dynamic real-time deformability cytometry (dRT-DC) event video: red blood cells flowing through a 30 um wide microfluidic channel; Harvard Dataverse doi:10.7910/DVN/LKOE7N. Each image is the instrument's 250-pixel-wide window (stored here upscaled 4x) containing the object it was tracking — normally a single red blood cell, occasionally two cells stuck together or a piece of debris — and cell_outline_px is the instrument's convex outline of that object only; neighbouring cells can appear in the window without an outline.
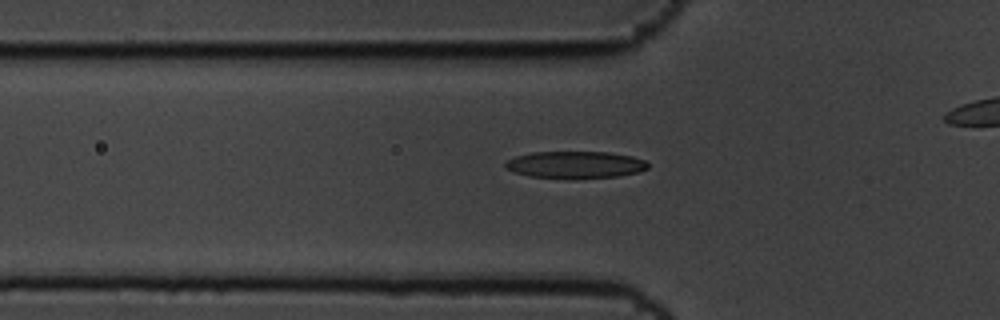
{"species": "common noctule bat (a hibernating species)", "species_latin": "Nyctalus noctula", "temperature_condition": "cold", "stored_images_in_passage": 51, "segment_of_instrument_passage": [1, 2], "camera_frame_rate_fps": 3000, "um_per_image_px": 0.085, "animal": {"sex": "male", "body_mass_g": 19.5, "forearm_length_mm": 54.6}, "frame": {"image": 1, "passage_image": 20, "time_ms": 6.333, "image_size_px": [1000, 320], "cell_outline_px": [[648, 168], [636, 172], [620, 176], [572, 180], [528, 176], [504, 168], [504, 164], [508, 160], [516, 156], [532, 152], [608, 152], [632, 156], [648, 160]], "centroid_in_image_um": [48.91, 14.02], "position_along_channel_um": 76.9, "area_um2": 22.95}}
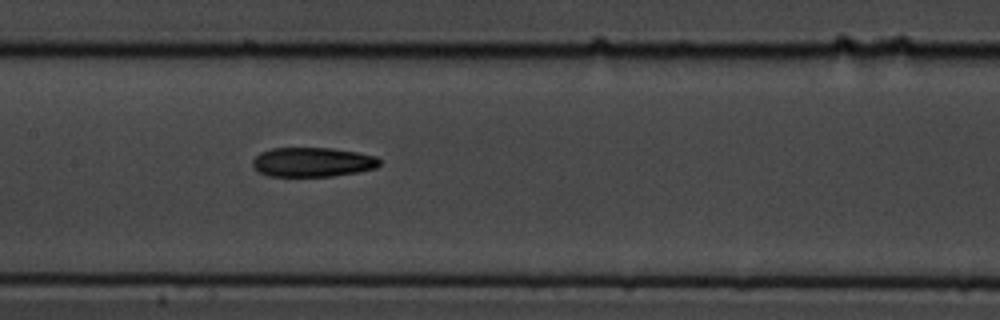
{"frame": {"image": 2, "passage_image": 29, "time_ms": 9.333, "image_size_px": [1000, 320], "cell_outline_px": [[380, 164], [376, 168], [356, 172], [332, 176], [268, 176], [260, 172], [252, 164], [252, 160], [260, 152], [272, 148], [332, 148], [356, 152], [376, 156], [380, 160]], "centroid_in_image_um": [26.56, 13.77], "position_along_channel_um": 180.8, "area_um2": 21.68}}
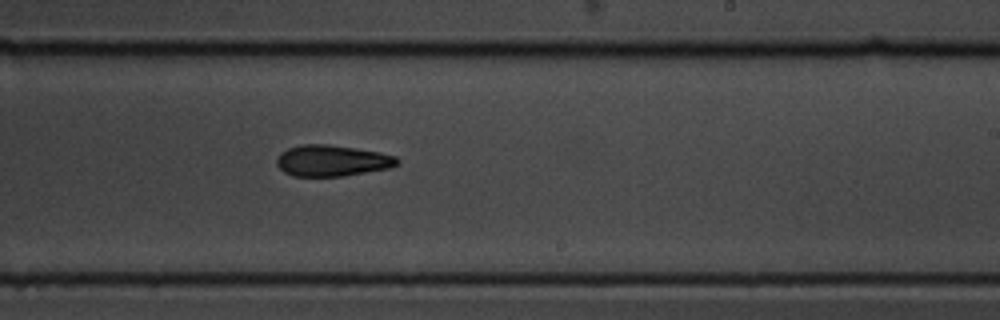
{"frame": {"image": 3, "passage_image": 36, "time_ms": 11.667, "image_size_px": [1000, 320], "cell_outline_px": [[400, 164], [392, 168], [344, 176], [292, 176], [284, 172], [276, 164], [276, 160], [280, 152], [288, 148], [300, 144], [328, 144], [356, 148], [380, 152], [396, 156], [400, 160]], "centroid_in_image_um": [28.25, 13.65], "position_along_channel_um": 260.7, "area_um2": 22.25}}